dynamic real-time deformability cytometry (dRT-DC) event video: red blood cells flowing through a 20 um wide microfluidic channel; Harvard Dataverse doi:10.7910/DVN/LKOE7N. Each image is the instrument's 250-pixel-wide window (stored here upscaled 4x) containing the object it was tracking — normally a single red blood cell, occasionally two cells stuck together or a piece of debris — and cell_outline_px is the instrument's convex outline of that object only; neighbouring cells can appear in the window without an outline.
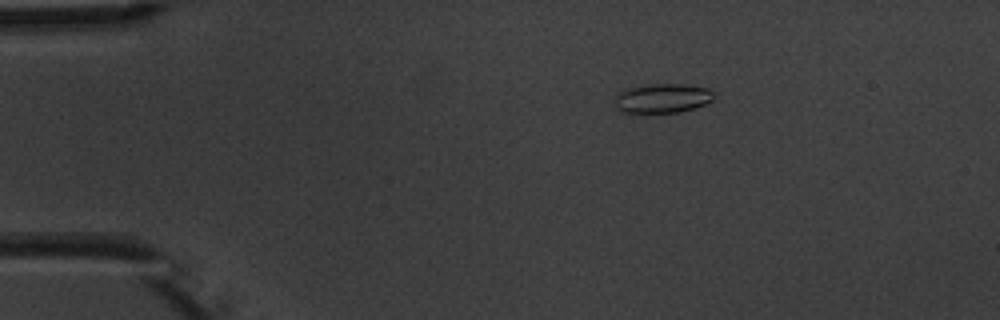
{"species": "common noctule bat (a hibernating species)", "species_latin": "Nyctalus noctula", "temperature_condition": "warm", "stored_images_in_passage": 4, "camera_frame_rate_fps": 3000, "um_per_image_px": 0.085, "animal": {"sex": "male", "body_mass_g": 20.1, "forearm_length_mm": 53.5}, "frame": {"image": 1, "passage_image": 1, "time_ms": 0.0, "image_size_px": [1000, 320], "cell_outline_px": [[712, 100], [696, 108], [680, 112], [620, 112], [616, 108], [616, 96], [624, 88], [648, 84], [684, 84], [708, 88], [712, 92]], "centroid_in_image_um": [56.29, 8.34], "position_along_channel_um": 28.7, "area_um2": 16.88}}
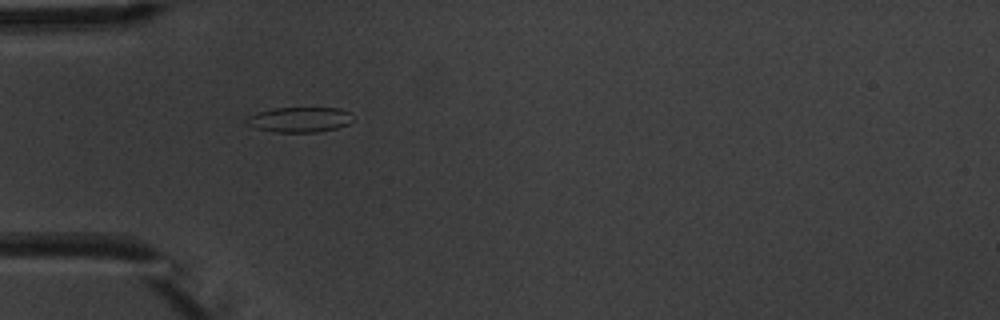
{"frame": {"image": 2, "passage_image": 3, "time_ms": 2.333, "image_size_px": [1000, 320], "cell_outline_px": [[352, 120], [348, 124], [336, 128], [316, 132], [272, 132], [256, 128], [248, 124], [244, 120], [248, 116], [256, 112], [272, 108], [340, 108], [352, 112]], "centroid_in_image_um": [25.46, 10.16], "position_along_channel_um": 59.5, "area_um2": 15.72}}
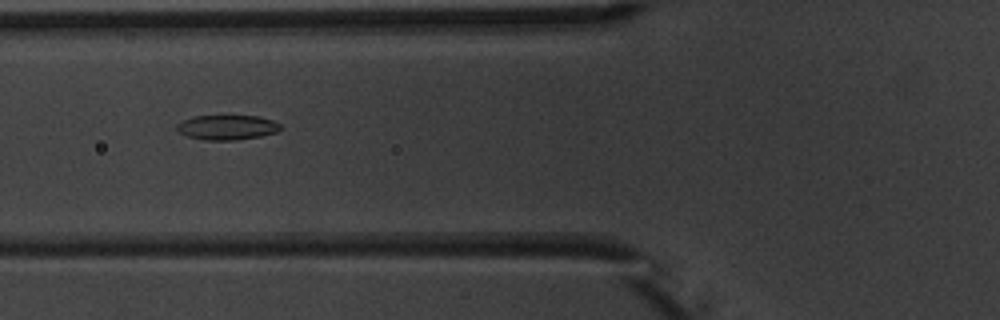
{"frame": {"image": 3, "passage_image": 4, "time_ms": 3.667, "image_size_px": [1000, 320], "cell_outline_px": [[280, 128], [276, 132], [260, 136], [236, 140], [204, 140], [188, 136], [180, 132], [176, 128], [176, 124], [184, 120], [196, 116], [260, 116], [272, 120], [280, 124]], "centroid_in_image_um": [19.3, 10.83], "position_along_channel_um": 106.5, "area_um2": 14.8}}